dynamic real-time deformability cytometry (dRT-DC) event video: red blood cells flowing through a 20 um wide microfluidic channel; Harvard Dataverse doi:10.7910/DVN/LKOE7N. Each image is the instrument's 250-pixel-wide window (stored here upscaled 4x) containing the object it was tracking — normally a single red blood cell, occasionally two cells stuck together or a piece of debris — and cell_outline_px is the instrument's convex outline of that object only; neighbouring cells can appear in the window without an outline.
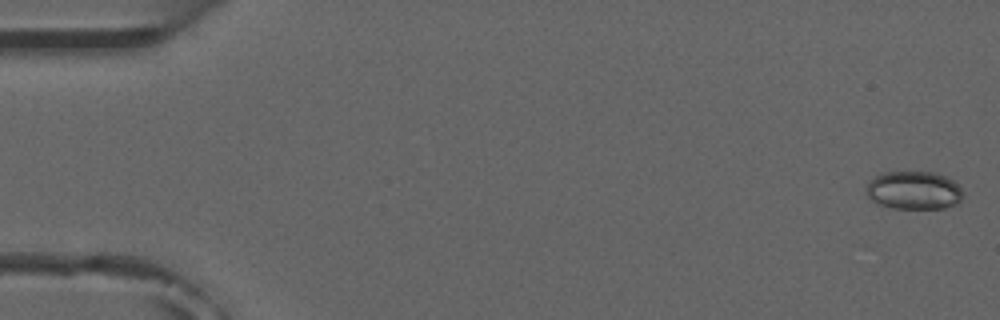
{"species": "common noctule bat (a hibernating species)", "species_latin": "Nyctalus noctula", "temperature_condition": "room temperature", "stored_images_in_passage": 5, "camera_frame_rate_fps": 3000, "um_per_image_px": 0.085, "animal": {"sex": "male", "forearm_length_mm": 52.5}, "frame": {"image": 1, "passage_image": 1, "time_ms": 0.0, "image_size_px": [1000, 320], "cell_outline_px": [[964, 196], [956, 204], [944, 208], [892, 208], [880, 204], [872, 200], [864, 192], [864, 188], [880, 172], [932, 172], [944, 176], [952, 180], [964, 192]], "centroid_in_image_um": [77.66, 16.18], "position_along_channel_um": 7.3, "area_um2": 21.5}}